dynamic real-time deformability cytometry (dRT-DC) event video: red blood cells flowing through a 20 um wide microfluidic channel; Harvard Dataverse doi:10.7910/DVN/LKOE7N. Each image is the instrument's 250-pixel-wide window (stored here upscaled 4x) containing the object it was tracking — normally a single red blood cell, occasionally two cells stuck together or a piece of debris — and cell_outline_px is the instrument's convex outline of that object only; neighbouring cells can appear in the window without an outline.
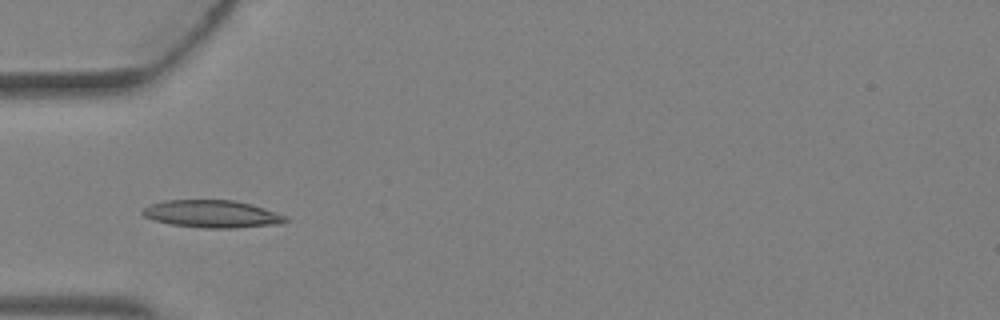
{"species": "Egyptian fruit bat (a non-hibernating species)", "species_latin": "Rousettus aegyptiacus", "temperature_condition": "warm", "stored_images_in_passage": 3, "camera_frame_rate_fps": 3000, "um_per_image_px": 0.085, "animal": {"sex": "female"}, "frame": {"image": 1, "passage_image": 3, "time_ms": 0.667, "image_size_px": [1000, 320], "cell_outline_px": [[288, 220], [280, 224], [236, 228], [204, 228], [172, 224], [152, 220], [144, 216], [140, 212], [144, 208], [152, 204], [164, 200], [236, 200], [264, 208], [288, 216]], "centroid_in_image_um": [18.04, 18.19], "position_along_channel_um": 67.0, "area_um2": 22.95}}